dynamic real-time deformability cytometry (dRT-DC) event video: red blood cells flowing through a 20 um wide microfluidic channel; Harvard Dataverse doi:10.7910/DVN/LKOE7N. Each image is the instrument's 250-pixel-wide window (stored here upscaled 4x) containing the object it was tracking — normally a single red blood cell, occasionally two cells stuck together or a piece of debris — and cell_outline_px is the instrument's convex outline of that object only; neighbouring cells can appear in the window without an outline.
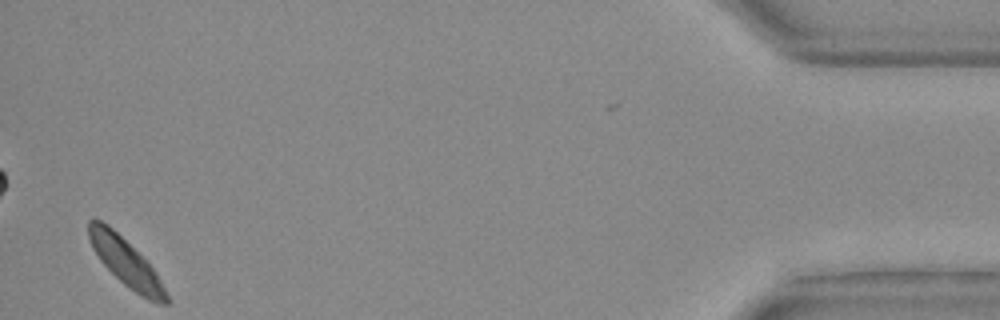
{"species": "Egyptian fruit bat (a non-hibernating species)", "species_latin": "Rousettus aegyptiacus", "temperature_condition": "warm", "stored_images_in_passage": 21, "camera_frame_rate_fps": 3000, "um_per_image_px": 0.085, "animal": {"sex": "female"}, "frame": {"image": 1, "passage_image": 21, "time_ms": 6.667, "image_size_px": [1000, 320], "cell_outline_px": [[172, 300], [168, 304], [160, 304], [148, 300], [140, 296], [128, 288], [100, 260], [92, 248], [88, 236], [88, 220], [100, 220], [108, 224], [156, 272]], "centroid_in_image_um": [10.73, 22.36], "position_along_channel_um": 424.5, "area_um2": 21.15}}